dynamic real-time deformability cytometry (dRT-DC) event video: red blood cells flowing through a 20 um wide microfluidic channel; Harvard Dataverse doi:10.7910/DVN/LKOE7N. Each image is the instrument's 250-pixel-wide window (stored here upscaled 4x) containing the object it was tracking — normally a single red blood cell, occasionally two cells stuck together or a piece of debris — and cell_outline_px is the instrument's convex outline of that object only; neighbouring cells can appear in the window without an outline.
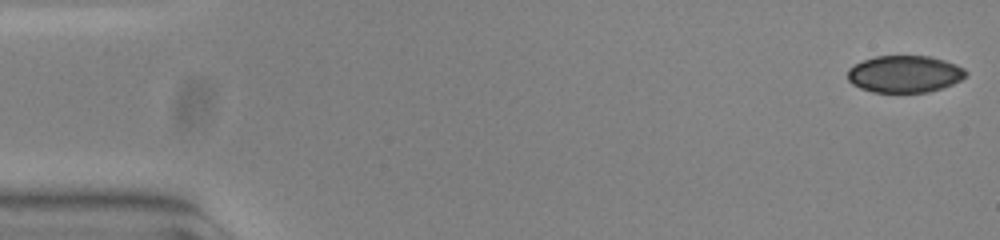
{"species": "common noctule bat (a hibernating species)", "species_latin": "Nyctalus noctula", "temperature_condition": "warm", "stored_images_in_passage": 10, "camera_frame_rate_fps": 3000, "um_per_image_px": 0.085, "animal": {"sex": "female", "body_mass_g": 23.0, "forearm_length_mm": 53.4}, "frame": {"image": 1, "passage_image": 1, "time_ms": 0.0, "image_size_px": [1000, 240], "cell_outline_px": [[968, 72], [960, 80], [952, 84], [928, 92], [872, 92], [860, 88], [852, 84], [848, 80], [848, 68], [864, 60], [876, 56], [928, 56], [944, 60], [956, 64], [964, 68]], "centroid_in_image_um": [76.88, 6.29], "position_along_channel_um": 8.1, "area_um2": 25.37}}